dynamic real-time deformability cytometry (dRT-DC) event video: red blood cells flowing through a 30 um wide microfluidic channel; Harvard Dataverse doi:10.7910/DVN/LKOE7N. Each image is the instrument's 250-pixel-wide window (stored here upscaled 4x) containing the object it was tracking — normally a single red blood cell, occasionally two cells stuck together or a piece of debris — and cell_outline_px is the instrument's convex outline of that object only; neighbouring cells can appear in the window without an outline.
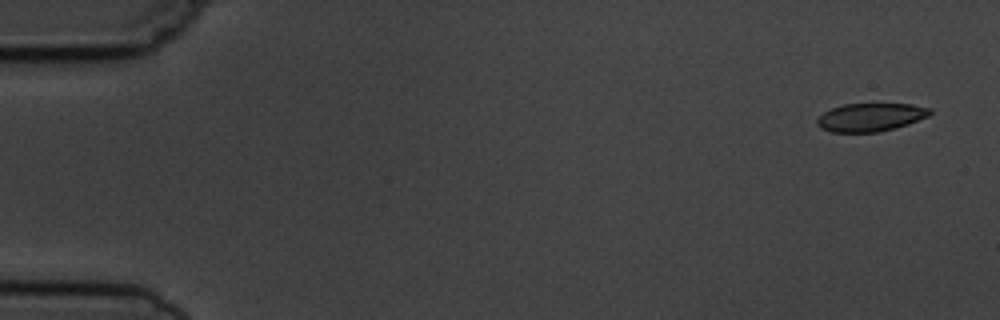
{"species": "common noctule bat (a hibernating species)", "species_latin": "Nyctalus noctula", "temperature_condition": "cold", "stored_images_in_passage": 5, "camera_frame_rate_fps": 3000, "um_per_image_px": 0.085, "animal": {"sex": "male", "body_mass_g": 19.5, "forearm_length_mm": 54.6}, "frame": {"image": 1, "passage_image": 1, "time_ms": 0.0, "image_size_px": [1000, 320], "cell_outline_px": [[932, 112], [928, 116], [908, 124], [896, 128], [876, 132], [832, 132], [820, 128], [816, 124], [816, 120], [824, 112], [832, 108], [844, 104], [912, 104], [932, 108]], "centroid_in_image_um": [74.0, 9.96], "position_along_channel_um": 11.0, "area_um2": 18.55}}
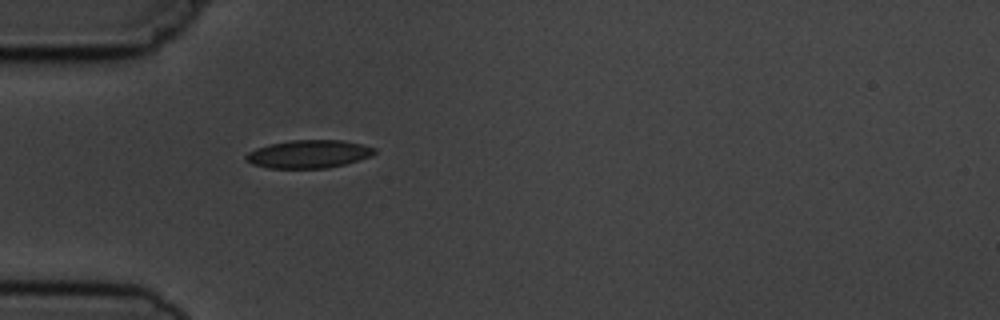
{"frame": {"image": 2, "passage_image": 5, "time_ms": 4.667, "image_size_px": [1000, 320], "cell_outline_px": [[376, 152], [372, 156], [344, 164], [328, 168], [268, 168], [252, 164], [244, 160], [244, 156], [248, 152], [256, 148], [268, 144], [292, 140], [344, 140], [364, 144], [376, 148]], "centroid_in_image_um": [26.23, 13.09], "position_along_channel_um": 58.8, "area_um2": 21.21}}